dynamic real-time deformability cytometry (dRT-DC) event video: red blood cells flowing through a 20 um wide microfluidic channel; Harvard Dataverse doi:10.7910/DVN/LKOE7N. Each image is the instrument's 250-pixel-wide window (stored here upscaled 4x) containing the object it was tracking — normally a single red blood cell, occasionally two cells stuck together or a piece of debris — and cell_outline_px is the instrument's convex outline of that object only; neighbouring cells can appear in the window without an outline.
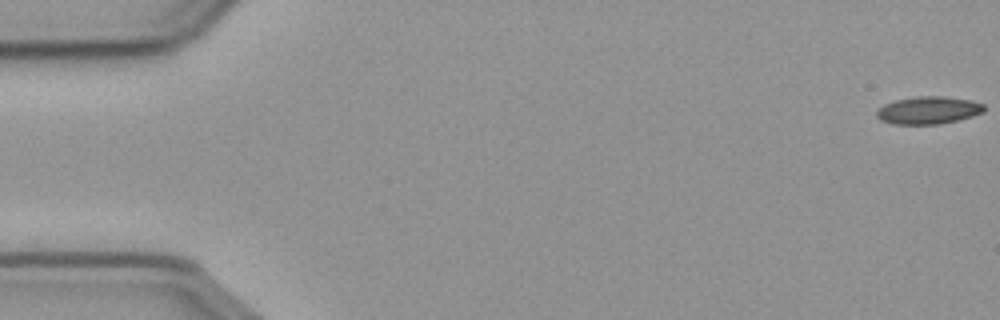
{"species": "common noctule bat (a hibernating species)", "species_latin": "Nyctalus noctula", "temperature_condition": "cold", "stored_images_in_passage": 57, "camera_frame_rate_fps": 3000, "um_per_image_px": 0.085, "animal": {"sex": "male", "body_mass_g": 23.1, "forearm_length_mm": 52.7}, "frame": {"image": 1, "passage_image": 1, "time_ms": 0.0, "image_size_px": [1000, 320], "cell_outline_px": [[984, 112], [960, 120], [940, 124], [892, 124], [880, 120], [876, 116], [876, 112], [884, 104], [896, 100], [916, 96], [944, 96], [972, 100], [984, 104]], "centroid_in_image_um": [78.93, 9.37], "position_along_channel_um": 6.1, "area_um2": 17.4}}
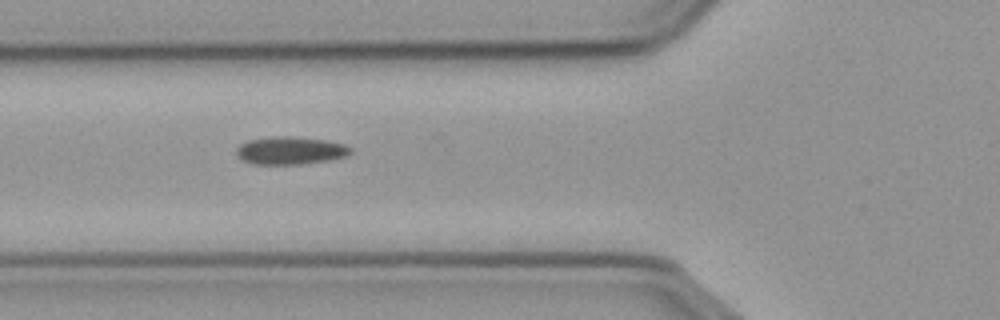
{"frame": {"image": 2, "passage_image": 21, "time_ms": 6.667, "image_size_px": [1000, 320], "cell_outline_px": [[352, 152], [348, 156], [328, 160], [300, 164], [252, 164], [244, 160], [236, 152], [236, 148], [240, 144], [248, 140], [272, 136], [288, 136], [324, 140], [344, 144], [352, 148]], "centroid_in_image_um": [24.69, 12.79], "position_along_channel_um": 101.1, "area_um2": 18.38}}
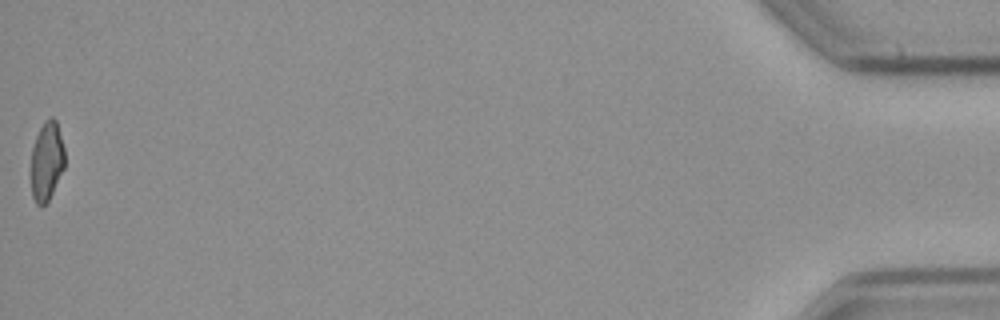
{"frame": {"image": 3, "passage_image": 57, "time_ms": 18.667, "image_size_px": [1000, 320], "cell_outline_px": [[64, 168], [48, 200], [40, 208], [36, 204], [32, 196], [32, 148], [36, 136], [44, 120], [48, 116], [52, 116], [56, 120], [64, 148]], "centroid_in_image_um": [3.97, 13.67], "position_along_channel_um": 431.2, "area_um2": 15.37}}